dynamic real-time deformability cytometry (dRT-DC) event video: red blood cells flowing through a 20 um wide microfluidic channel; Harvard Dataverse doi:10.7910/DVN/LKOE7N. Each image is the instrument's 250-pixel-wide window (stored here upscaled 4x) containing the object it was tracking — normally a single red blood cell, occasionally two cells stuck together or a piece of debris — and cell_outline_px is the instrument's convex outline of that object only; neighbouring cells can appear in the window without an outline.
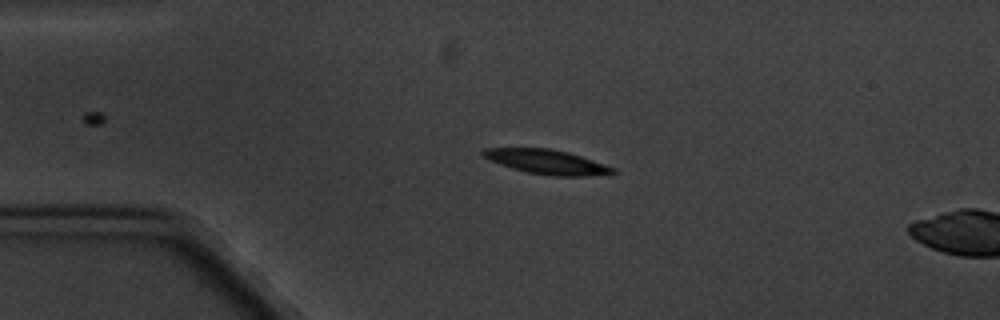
{"species": "common noctule bat (a hibernating species)", "species_latin": "Nyctalus noctula", "temperature_condition": "cold", "stored_images_in_passage": 5, "camera_frame_rate_fps": 3000, "um_per_image_px": 0.085, "animal": {"sex": "male", "body_mass_g": 20.1, "forearm_length_mm": 53.5}, "frame": {"image": 1, "passage_image": 3, "time_ms": 2.333, "image_size_px": [1000, 320], "cell_outline_px": [[616, 172], [588, 176], [552, 176], [528, 172], [512, 168], [500, 164], [484, 156], [480, 152], [484, 148], [548, 148], [568, 152], [616, 168]], "centroid_in_image_um": [46.48, 13.75], "position_along_channel_um": 38.5, "area_um2": 18.21}}